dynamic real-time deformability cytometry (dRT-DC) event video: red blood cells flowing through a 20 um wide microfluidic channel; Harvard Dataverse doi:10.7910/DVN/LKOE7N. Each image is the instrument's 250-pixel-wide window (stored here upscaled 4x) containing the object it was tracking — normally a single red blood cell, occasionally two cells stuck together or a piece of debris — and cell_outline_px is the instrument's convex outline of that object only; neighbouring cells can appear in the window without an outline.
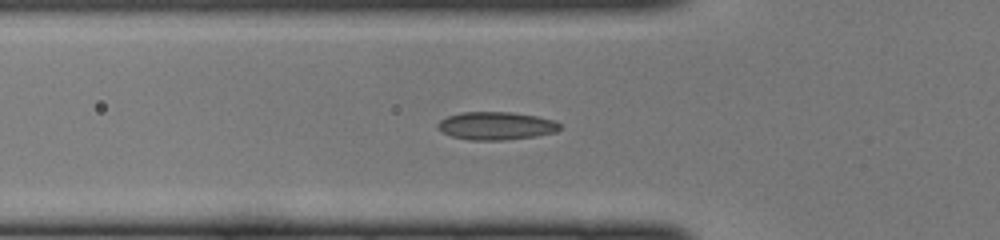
{"species": "common noctule bat (a hibernating species)", "species_latin": "Nyctalus noctula", "temperature_condition": "cold", "stored_images_in_passage": 33, "camera_frame_rate_fps": 3000, "um_per_image_px": 0.085, "animal": {"sex": "female", "body_mass_g": 22.0, "forearm_length_mm": 56.7}, "frame": {"image": 1, "passage_image": 2, "time_ms": 0.333, "image_size_px": [1000, 240], "cell_outline_px": [[560, 128], [556, 132], [536, 136], [504, 140], [468, 140], [452, 136], [440, 132], [436, 128], [436, 124], [440, 120], [448, 116], [460, 112], [512, 112], [536, 116], [556, 120], [560, 124]], "centroid_in_image_um": [42.14, 10.69], "position_along_channel_um": 83.7, "area_um2": 20.11}}
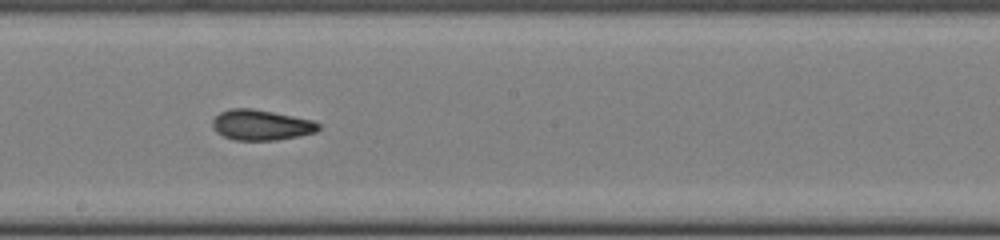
{"frame": {"image": 2, "passage_image": 12, "time_ms": 3.667, "image_size_px": [1000, 240], "cell_outline_px": [[320, 128], [316, 132], [300, 136], [276, 140], [236, 140], [224, 136], [216, 132], [212, 128], [212, 120], [220, 112], [232, 108], [252, 108], [312, 120], [320, 124]], "centroid_in_image_um": [22.19, 10.63], "position_along_channel_um": 226.0, "area_um2": 18.79}}
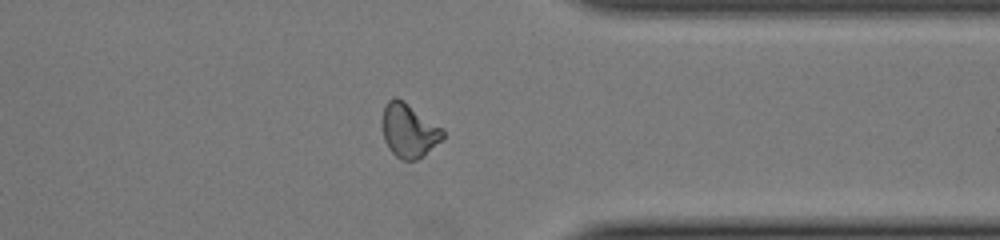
{"frame": {"image": 3, "passage_image": 23, "time_ms": 7.333, "image_size_px": [1000, 240], "cell_outline_px": [[444, 140], [424, 156], [416, 160], [400, 160], [388, 148], [384, 140], [380, 124], [380, 120], [384, 108], [388, 100], [392, 96], [396, 96], [404, 100], [440, 128], [444, 132]], "centroid_in_image_um": [34.71, 11.1], "position_along_channel_um": 376.7, "area_um2": 19.36}}